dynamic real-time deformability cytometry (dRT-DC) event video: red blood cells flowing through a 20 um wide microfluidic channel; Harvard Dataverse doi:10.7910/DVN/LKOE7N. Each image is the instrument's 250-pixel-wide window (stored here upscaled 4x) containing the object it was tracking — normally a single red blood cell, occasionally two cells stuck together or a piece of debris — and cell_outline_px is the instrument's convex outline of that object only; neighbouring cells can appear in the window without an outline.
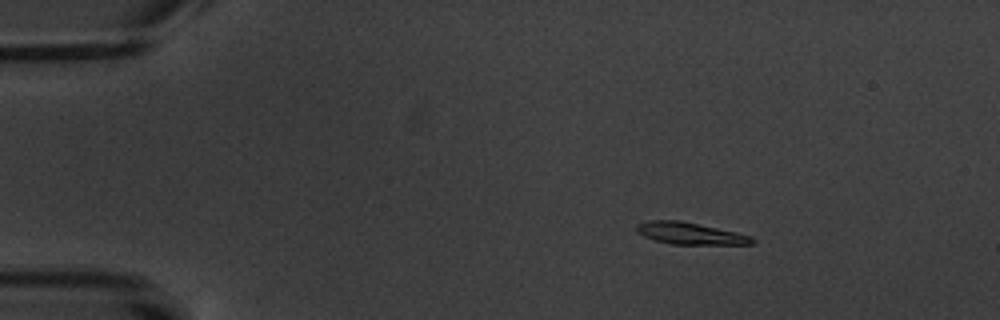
{"species": "common noctule bat (a hibernating species)", "species_latin": "Nyctalus noctula", "temperature_condition": "warm", "stored_images_in_passage": 4, "camera_frame_rate_fps": 3000, "um_per_image_px": 0.085, "animal": {"sex": "male", "body_mass_g": 20.1, "forearm_length_mm": 53.5}, "frame": {"image": 1, "passage_image": 2, "time_ms": 1.0, "image_size_px": [1000, 320], "cell_outline_px": [[756, 240], [752, 244], [672, 244], [656, 240], [644, 236], [636, 232], [636, 224], [648, 220], [680, 220], [736, 232], [752, 236]], "centroid_in_image_um": [58.64, 19.83], "position_along_channel_um": 26.4, "area_um2": 14.68}}